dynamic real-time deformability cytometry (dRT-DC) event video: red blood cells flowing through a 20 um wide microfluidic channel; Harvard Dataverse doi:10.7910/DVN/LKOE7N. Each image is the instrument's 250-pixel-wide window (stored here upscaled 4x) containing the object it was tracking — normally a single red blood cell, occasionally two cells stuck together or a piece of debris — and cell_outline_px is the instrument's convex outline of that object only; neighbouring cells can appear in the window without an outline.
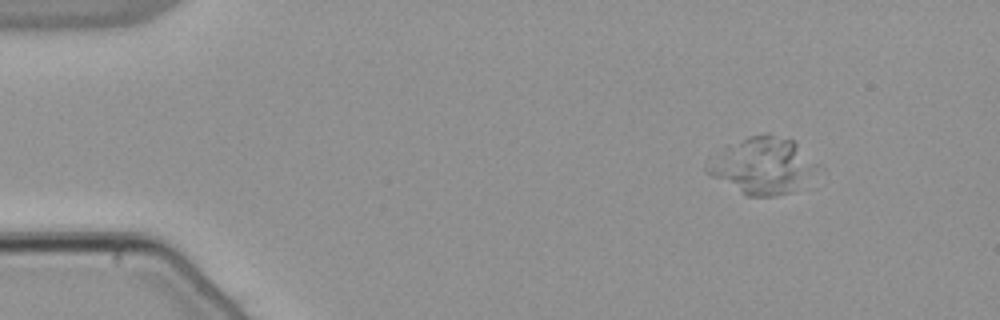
{"species": "common noctule bat (a hibernating species)", "species_latin": "Nyctalus noctula", "temperature_condition": "warm", "stored_images_in_passage": 48, "camera_frame_rate_fps": 3000, "um_per_image_px": 0.085, "animal": {"sex": "male", "body_mass_g": 21.5, "forearm_length_mm": 52.0}, "frame": {"image": 1, "passage_image": 1, "time_ms": 0.0, "image_size_px": [1000, 320], "cell_outline_px": [[800, 172], [788, 192], [772, 196], [748, 196], [704, 172], [704, 168], [728, 148], [748, 136], [772, 136], [792, 140], [796, 144], [800, 168]], "centroid_in_image_um": [64.43, 14.11], "position_along_channel_um": 20.6, "area_um2": 30.63}}